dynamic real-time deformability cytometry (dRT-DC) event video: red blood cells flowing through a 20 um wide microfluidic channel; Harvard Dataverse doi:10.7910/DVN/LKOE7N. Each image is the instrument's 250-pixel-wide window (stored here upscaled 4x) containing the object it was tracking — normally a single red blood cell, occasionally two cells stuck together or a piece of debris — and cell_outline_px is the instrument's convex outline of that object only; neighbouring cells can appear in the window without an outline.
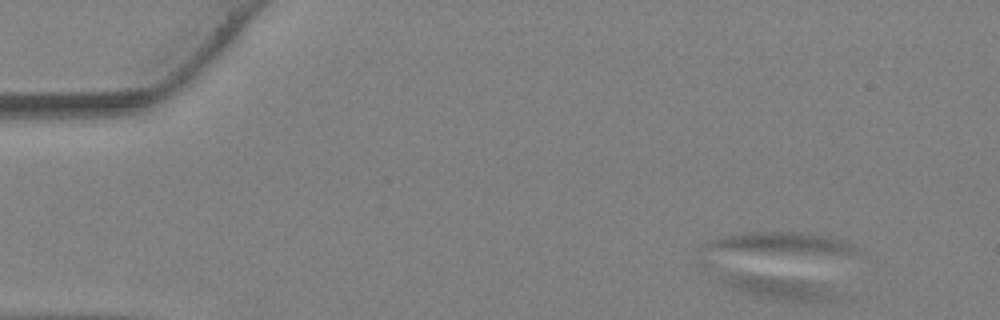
{"species": "Egyptian fruit bat (a non-hibernating species)", "species_latin": "Rousettus aegyptiacus", "temperature_condition": "warm", "stored_images_in_passage": 13, "segment_of_instrument_passage": [2, 2], "camera_frame_rate_fps": 3000, "um_per_image_px": 0.085, "animal": {"sex": "female"}, "frame": {"image": 1, "passage_image": 4, "time_ms": 1.0, "image_size_px": [1000, 320], "cell_outline_px": [[848, 296], [828, 304], [804, 304], [772, 300], [732, 288], [724, 284], [720, 280], [732, 276], [764, 276], [800, 280], [820, 284]], "centroid_in_image_um": [66.68, 24.61], "position_along_channel_um": 18.3, "area_um2": 15.9}}